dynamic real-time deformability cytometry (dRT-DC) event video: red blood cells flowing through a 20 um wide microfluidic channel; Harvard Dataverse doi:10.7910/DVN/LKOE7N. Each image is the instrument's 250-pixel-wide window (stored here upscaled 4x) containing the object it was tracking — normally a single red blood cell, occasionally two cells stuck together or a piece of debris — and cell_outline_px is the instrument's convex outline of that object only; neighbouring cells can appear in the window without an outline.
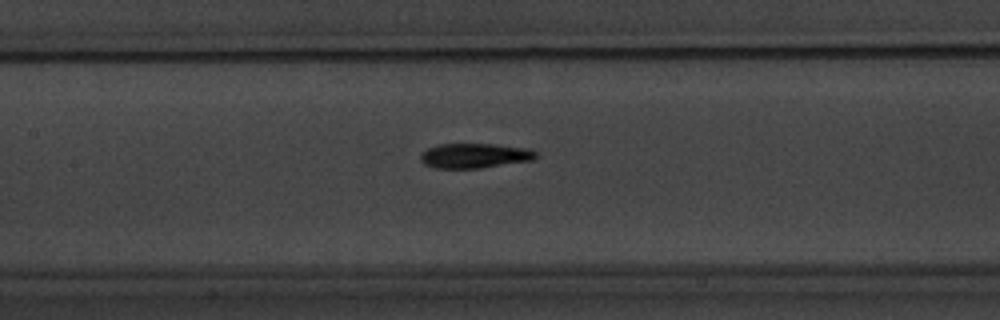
{"species": "common noctule bat (a hibernating species)", "species_latin": "Nyctalus noctula", "temperature_condition": "warm", "stored_images_in_passage": 7, "segment_of_instrument_passage": [2, 2], "camera_frame_rate_fps": 3000, "um_per_image_px": 0.085, "animal": {"sex": "male", "body_mass_g": 20.1, "forearm_length_mm": 53.5}, "frame": {"image": 1, "passage_image": 7, "time_ms": 7.0, "image_size_px": [1000, 320], "cell_outline_px": [[536, 156], [532, 160], [480, 168], [436, 168], [424, 164], [420, 160], [420, 156], [428, 148], [440, 144], [492, 144], [528, 148], [536, 152]], "centroid_in_image_um": [40.33, 13.23], "position_along_channel_um": 167.1, "area_um2": 16.47}}